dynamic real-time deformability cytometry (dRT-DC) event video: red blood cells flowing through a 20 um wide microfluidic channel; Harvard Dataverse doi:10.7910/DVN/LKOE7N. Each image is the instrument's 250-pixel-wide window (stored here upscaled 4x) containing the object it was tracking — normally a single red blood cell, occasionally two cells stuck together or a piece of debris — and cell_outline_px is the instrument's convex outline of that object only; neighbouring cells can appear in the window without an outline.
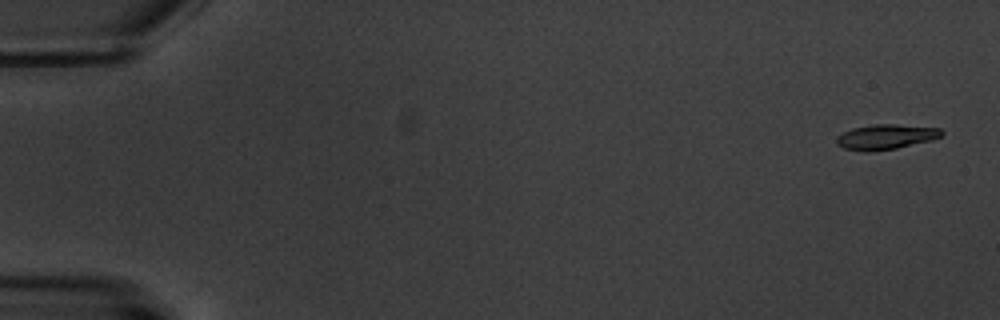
{"species": "common noctule bat (a hibernating species)", "species_latin": "Nyctalus noctula", "temperature_condition": "warm", "stored_images_in_passage": 11, "camera_frame_rate_fps": 3000, "um_per_image_px": 0.085, "animal": {"sex": "male", "body_mass_g": 20.1, "forearm_length_mm": 53.5}, "frame": {"image": 1, "passage_image": 1, "time_ms": 0.0, "image_size_px": [1000, 320], "cell_outline_px": [[944, 132], [940, 136], [932, 140], [896, 148], [872, 152], [864, 152], [844, 148], [836, 144], [836, 136], [852, 128], [872, 124], [896, 124], [940, 128]], "centroid_in_image_um": [75.27, 11.63], "position_along_channel_um": 9.7, "area_um2": 15.43}}
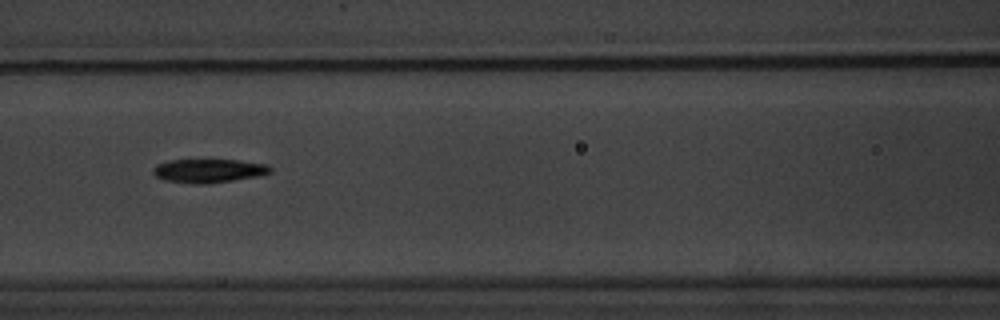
{"frame": {"image": 2, "passage_image": 7, "time_ms": 8.333, "image_size_px": [1000, 320], "cell_outline_px": [[272, 172], [256, 176], [232, 180], [204, 184], [192, 184], [164, 180], [156, 176], [152, 172], [152, 168], [156, 164], [168, 160], [236, 160], [268, 164], [272, 168]], "centroid_in_image_um": [17.7, 14.51], "position_along_channel_um": 148.9, "area_um2": 16.18}}
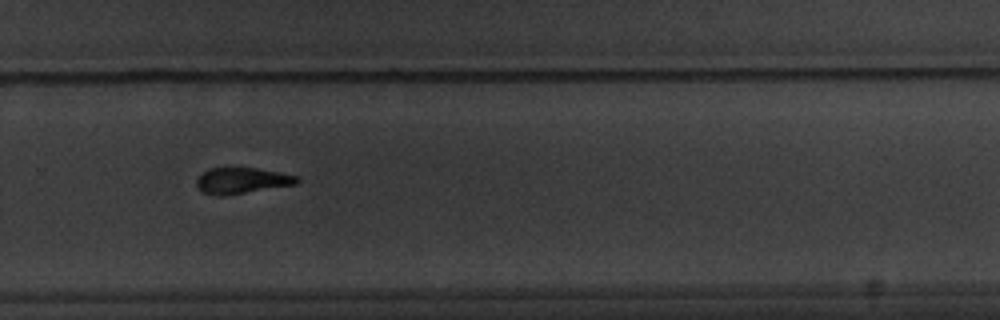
{"frame": {"image": 3, "passage_image": 11, "time_ms": 13.0, "image_size_px": [1000, 320], "cell_outline_px": [[300, 180], [296, 184], [224, 196], [216, 196], [204, 192], [196, 188], [196, 180], [208, 168], [256, 168], [300, 176]], "centroid_in_image_um": [20.55, 15.36], "position_along_channel_um": 309.2, "area_um2": 15.2}}